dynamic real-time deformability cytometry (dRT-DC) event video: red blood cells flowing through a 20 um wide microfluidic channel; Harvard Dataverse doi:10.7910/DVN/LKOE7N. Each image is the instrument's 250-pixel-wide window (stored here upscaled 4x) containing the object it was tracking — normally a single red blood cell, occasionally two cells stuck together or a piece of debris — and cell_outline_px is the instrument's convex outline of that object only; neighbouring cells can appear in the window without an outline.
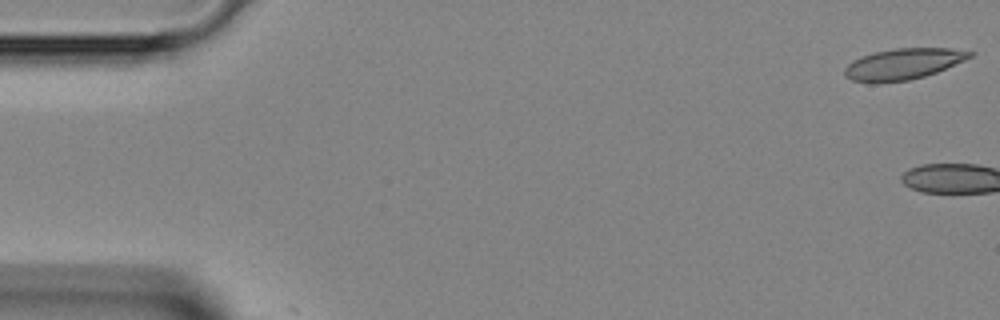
{"species": "Egyptian fruit bat (a non-hibernating species)", "species_latin": "Rousettus aegyptiacus", "temperature_condition": "room temperature", "stored_images_in_passage": 2, "camera_frame_rate_fps": 3000, "um_per_image_px": 0.085, "animal": {"sex": "female"}, "frame": {"image": 1, "passage_image": 1, "time_ms": 0.0, "image_size_px": [1000, 320], "cell_outline_px": [[976, 52], [972, 56], [964, 60], [936, 72], [924, 76], [908, 80], [876, 84], [872, 84], [852, 80], [844, 76], [844, 68], [852, 60], [876, 52], [896, 48], [952, 48]], "centroid_in_image_um": [76.74, 5.45], "position_along_channel_um": 8.3, "area_um2": 22.72}}